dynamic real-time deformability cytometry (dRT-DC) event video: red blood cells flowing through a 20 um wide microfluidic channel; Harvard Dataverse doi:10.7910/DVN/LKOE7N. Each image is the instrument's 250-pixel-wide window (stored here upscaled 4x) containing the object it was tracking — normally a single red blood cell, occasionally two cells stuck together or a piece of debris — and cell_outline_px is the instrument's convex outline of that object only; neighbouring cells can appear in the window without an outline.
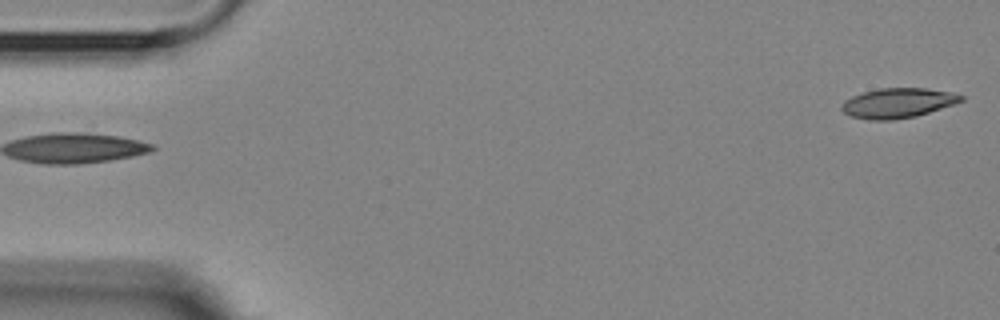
{"species": "Egyptian fruit bat (a non-hibernating species)", "species_latin": "Rousettus aegyptiacus", "temperature_condition": "room temperature", "stored_images_in_passage": 4, "segment_of_instrument_passage": [2, 2], "camera_frame_rate_fps": 3000, "um_per_image_px": 0.085, "animal": {"sex": "female"}, "frame": {"image": 1, "passage_image": 4, "time_ms": 3.667, "image_size_px": [1000, 320], "cell_outline_px": [[964, 100], [956, 104], [916, 116], [892, 120], [868, 120], [852, 116], [844, 112], [840, 108], [844, 100], [852, 96], [864, 92], [880, 88], [924, 88], [952, 92], [964, 96]], "centroid_in_image_um": [76.34, 8.76], "position_along_channel_um": 8.7, "area_um2": 20.81}}